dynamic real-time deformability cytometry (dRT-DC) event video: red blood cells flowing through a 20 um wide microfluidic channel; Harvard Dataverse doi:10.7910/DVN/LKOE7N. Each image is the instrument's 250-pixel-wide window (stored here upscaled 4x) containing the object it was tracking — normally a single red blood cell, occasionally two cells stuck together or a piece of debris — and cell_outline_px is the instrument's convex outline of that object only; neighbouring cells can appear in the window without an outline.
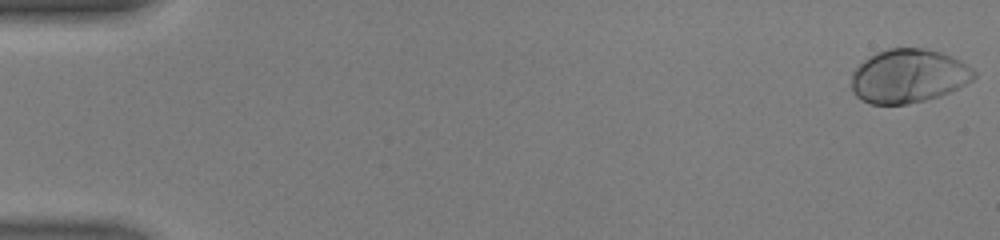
{"species": "human", "species_latin": "Homo sapiens", "temperature_condition": "warm", "stored_images_in_passage": 47, "camera_frame_rate_fps": 3000, "um_per_image_px": 0.085, "donor": {"sex": "male"}, "frame": {"image": 1, "passage_image": 1, "time_ms": 0.0, "image_size_px": [1000, 240], "cell_outline_px": [[976, 76], [972, 80], [940, 96], [908, 104], [872, 104], [856, 96], [852, 92], [852, 72], [868, 56], [876, 52], [888, 48], [924, 48], [940, 52], [952, 56], [960, 60], [972, 68], [976, 72]], "centroid_in_image_um": [77.21, 6.45], "position_along_channel_um": 7.8, "area_um2": 38.32}}
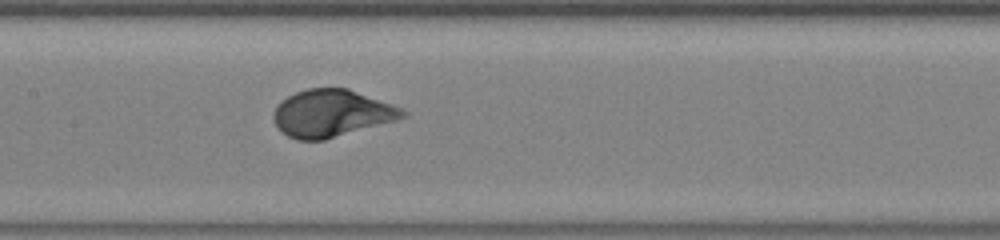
{"frame": {"image": 2, "passage_image": 24, "time_ms": 7.667, "image_size_px": [1000, 240], "cell_outline_px": [[408, 116], [396, 120], [324, 140], [296, 140], [288, 136], [276, 124], [272, 116], [276, 104], [288, 96], [296, 92], [308, 88], [348, 88], [392, 104], [408, 112]], "centroid_in_image_um": [28.18, 9.62], "position_along_channel_um": 179.2, "area_um2": 35.37}}
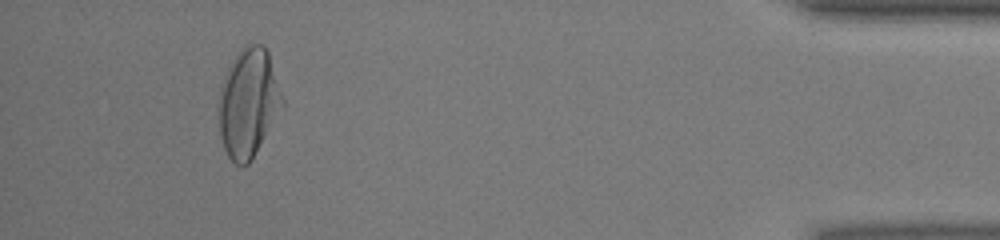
{"frame": {"image": 3, "passage_image": 44, "time_ms": 14.333, "image_size_px": [1000, 240], "cell_outline_px": [[284, 104], [248, 164], [236, 164], [228, 156], [224, 148], [220, 136], [216, 108], [216, 104], [220, 88], [224, 76], [232, 60], [240, 48], [244, 44], [264, 44], [268, 52], [284, 100]], "centroid_in_image_um": [21.06, 8.7], "position_along_channel_um": 414.1, "area_um2": 40.29}}